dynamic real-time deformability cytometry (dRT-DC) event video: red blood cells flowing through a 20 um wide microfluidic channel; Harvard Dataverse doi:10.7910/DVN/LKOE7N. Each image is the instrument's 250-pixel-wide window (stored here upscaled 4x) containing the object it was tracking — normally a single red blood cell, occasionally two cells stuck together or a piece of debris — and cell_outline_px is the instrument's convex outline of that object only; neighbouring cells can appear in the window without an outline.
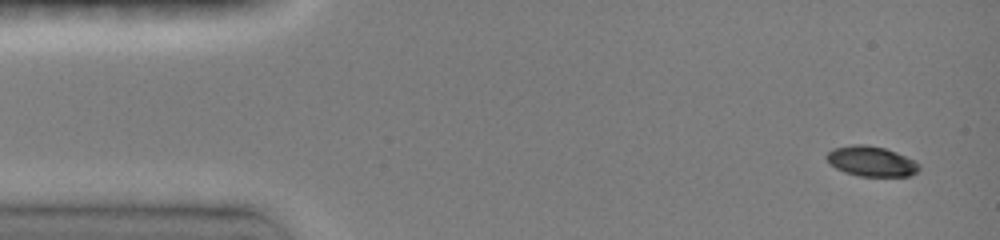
{"species": "common noctule bat (a hibernating species)", "species_latin": "Nyctalus noctula", "temperature_condition": "room temperature", "stored_images_in_passage": 11, "camera_frame_rate_fps": 3000, "um_per_image_px": 0.085, "animal": {"sex": "female", "body_mass_g": 19.0, "forearm_length_mm": 51.5}, "frame": {"image": 1, "passage_image": 1, "time_ms": 0.0, "image_size_px": [1000, 240], "cell_outline_px": [[920, 168], [912, 176], [860, 176], [844, 172], [828, 164], [824, 156], [832, 148], [852, 144], [864, 144], [884, 148], [896, 152], [916, 160], [920, 164]], "centroid_in_image_um": [74.04, 13.7], "position_along_channel_um": 11.0, "area_um2": 16.53}}
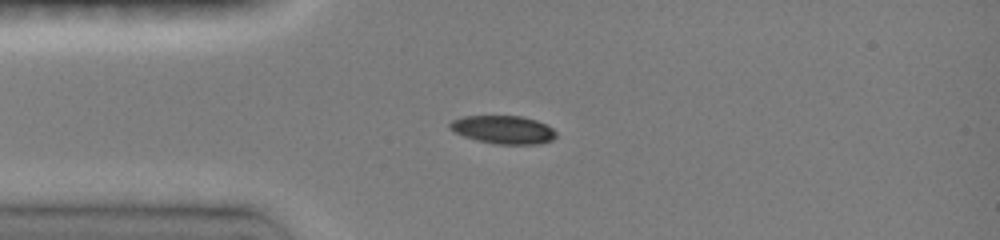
{"frame": {"image": 2, "passage_image": 4, "time_ms": 3.0, "image_size_px": [1000, 240], "cell_outline_px": [[556, 136], [552, 140], [540, 144], [496, 144], [464, 136], [448, 128], [448, 124], [452, 120], [464, 116], [520, 116], [536, 120], [552, 128], [556, 132]], "centroid_in_image_um": [42.78, 11.02], "position_along_channel_um": 42.2, "area_um2": 17.28}}
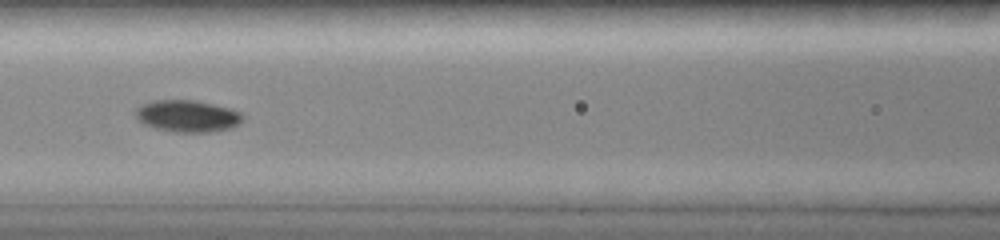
{"frame": {"image": 3, "passage_image": 7, "time_ms": 6.0, "image_size_px": [1000, 240], "cell_outline_px": [[244, 116], [240, 124], [232, 128], [212, 132], [176, 132], [156, 128], [144, 124], [136, 116], [136, 108], [140, 104], [152, 100], [196, 100], [228, 108], [240, 112]], "centroid_in_image_um": [15.94, 9.86], "position_along_channel_um": 150.7, "area_um2": 19.94}}